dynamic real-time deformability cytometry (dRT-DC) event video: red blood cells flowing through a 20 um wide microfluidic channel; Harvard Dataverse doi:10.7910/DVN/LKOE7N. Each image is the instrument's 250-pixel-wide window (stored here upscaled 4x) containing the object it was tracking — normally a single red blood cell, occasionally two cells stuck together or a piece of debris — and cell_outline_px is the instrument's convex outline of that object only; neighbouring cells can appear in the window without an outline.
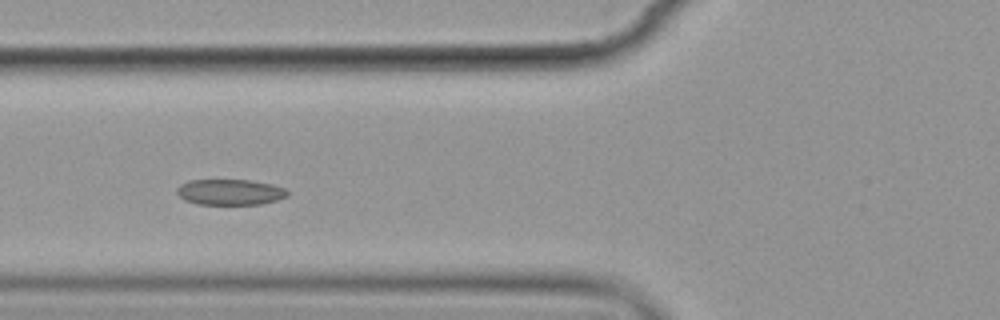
{"species": "common noctule bat (a hibernating species)", "species_latin": "Nyctalus noctula", "temperature_condition": "cold", "stored_images_in_passage": 9, "camera_frame_rate_fps": 3000, "um_per_image_px": 0.085, "animal": {"sex": "female", "body_mass_g": 19.9}, "frame": {"image": 1, "passage_image": 4, "time_ms": 3.333, "image_size_px": [1000, 320], "cell_outline_px": [[288, 196], [276, 200], [260, 204], [196, 204], [184, 200], [176, 192], [176, 188], [180, 184], [188, 180], [252, 180], [272, 184], [284, 188], [288, 192]], "centroid_in_image_um": [19.53, 16.32], "position_along_channel_um": 106.3, "area_um2": 16.65}}
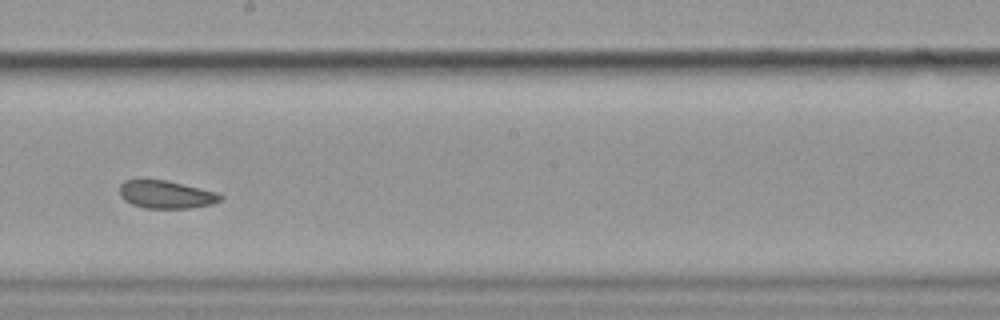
{"frame": {"image": 2, "passage_image": 7, "time_ms": 7.0, "image_size_px": [1000, 320], "cell_outline_px": [[224, 196], [220, 200], [212, 204], [188, 208], [144, 208], [132, 204], [124, 200], [120, 196], [120, 184], [124, 180], [164, 180], [216, 192]], "centroid_in_image_um": [14.09, 16.54], "position_along_channel_um": 234.1, "area_um2": 16.13}}
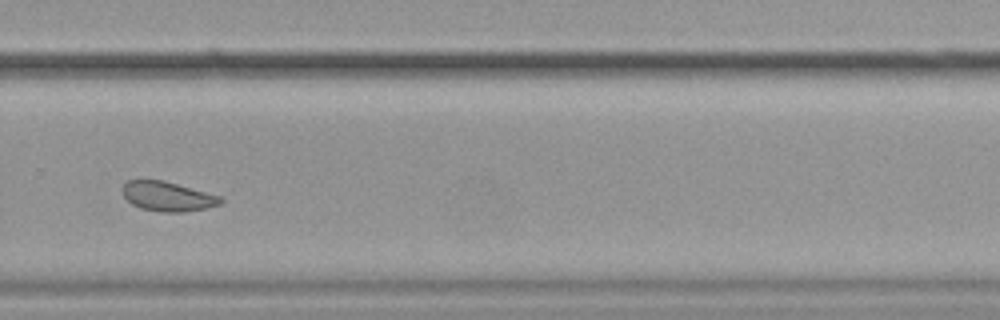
{"frame": {"image": 3, "passage_image": 9, "time_ms": 9.333, "image_size_px": [1000, 320], "cell_outline_px": [[224, 200], [220, 204], [208, 208], [184, 212], [160, 212], [140, 208], [132, 204], [124, 196], [120, 188], [128, 180], [140, 176], [164, 180], [220, 196]], "centroid_in_image_um": [14.18, 16.65], "position_along_channel_um": 315.6, "area_um2": 17.51}}